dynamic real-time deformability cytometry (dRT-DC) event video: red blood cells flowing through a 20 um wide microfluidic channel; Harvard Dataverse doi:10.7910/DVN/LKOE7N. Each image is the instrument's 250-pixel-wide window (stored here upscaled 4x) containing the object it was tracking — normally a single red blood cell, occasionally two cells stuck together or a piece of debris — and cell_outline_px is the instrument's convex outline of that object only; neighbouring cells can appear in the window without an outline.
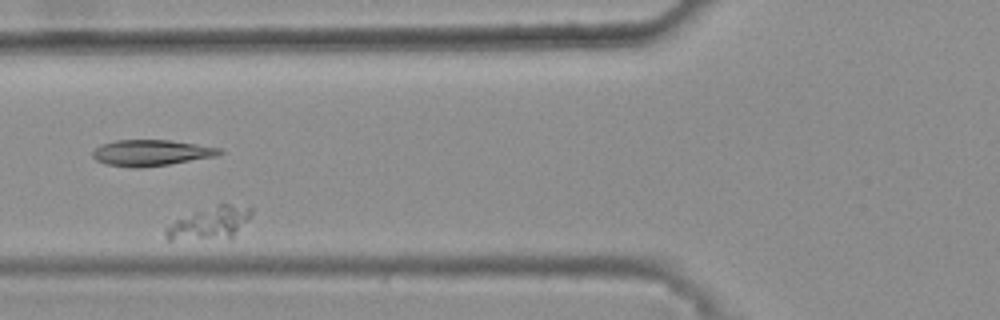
{"species": "common noctule bat (a hibernating species)", "species_latin": "Nyctalus noctula", "temperature_condition": "warm", "stored_images_in_passage": 46, "camera_frame_rate_fps": 3000, "um_per_image_px": 0.085, "animal": {"sex": "female", "body_mass_g": 25.1}, "frame": {"image": 1, "passage_image": 20, "time_ms": 6.333, "image_size_px": [1000, 320], "cell_outline_px": [[252, 212], [232, 240], [168, 240], [164, 236], [164, 228], [176, 220], [196, 212], [220, 204], [228, 204], [252, 208]], "centroid_in_image_um": [17.8, 19.04], "position_along_channel_um": 108.0, "area_um2": 16.3}}
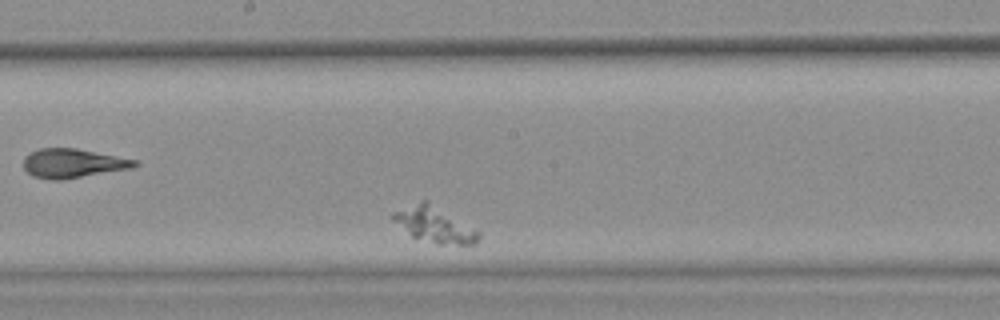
{"frame": {"image": 2, "passage_image": 30, "time_ms": 9.667, "image_size_px": [1000, 320], "cell_outline_px": [[480, 236], [476, 244], [436, 244], [412, 236], [392, 220], [392, 212], [420, 200], [428, 200], [480, 232]], "centroid_in_image_um": [36.92, 19.08], "position_along_channel_um": 211.3, "area_um2": 17.63}}
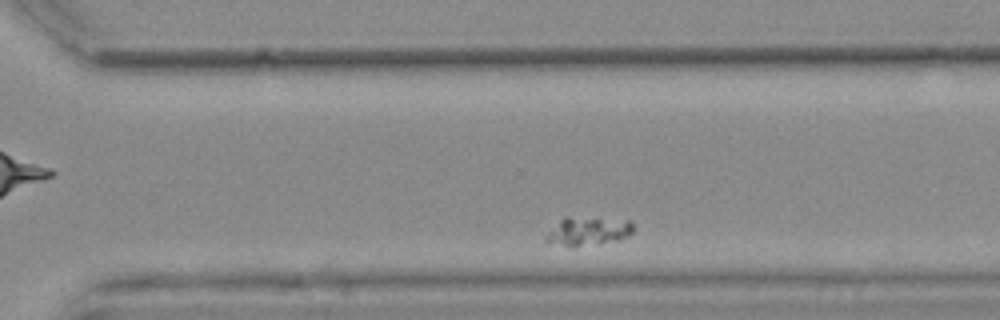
{"frame": {"image": 3, "passage_image": 40, "time_ms": 13.0, "image_size_px": [1000, 320], "cell_outline_px": [[632, 232], [628, 236], [620, 240], [580, 244], [564, 244], [544, 240], [560, 220], [564, 216], [568, 216], [632, 220]], "centroid_in_image_um": [50.09, 19.58], "position_along_channel_um": 320.5, "area_um2": 13.7}}